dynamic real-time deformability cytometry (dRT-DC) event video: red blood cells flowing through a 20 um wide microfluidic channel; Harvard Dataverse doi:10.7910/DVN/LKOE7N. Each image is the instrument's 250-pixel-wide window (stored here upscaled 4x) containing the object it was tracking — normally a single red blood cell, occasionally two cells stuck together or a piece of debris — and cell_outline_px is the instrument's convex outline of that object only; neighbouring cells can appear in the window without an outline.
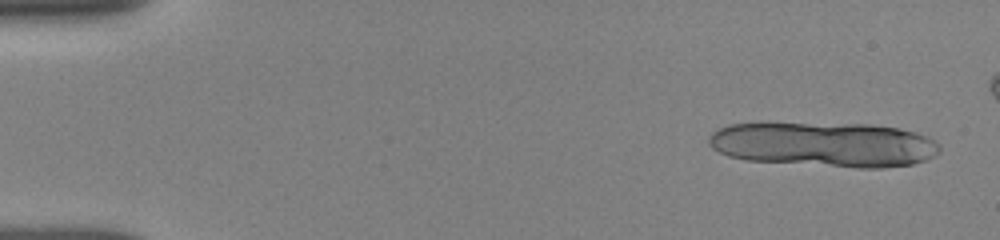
{"species": "human", "species_latin": "Homo sapiens", "temperature_condition": "room temperature", "stored_images_in_passage": 8, "camera_frame_rate_fps": 3000, "um_per_image_px": 0.085, "donor": {"sex": "female"}, "frame": {"image": 1, "passage_image": 1, "time_ms": 0.0, "image_size_px": [1000, 240], "cell_outline_px": [[940, 152], [936, 156], [912, 164], [884, 168], [856, 168], [748, 160], [728, 156], [712, 148], [708, 144], [708, 136], [712, 132], [728, 124], [872, 124], [900, 128], [916, 132], [940, 144]], "centroid_in_image_um": [70.09, 12.29], "position_along_channel_um": 14.9, "area_um2": 60.23}}